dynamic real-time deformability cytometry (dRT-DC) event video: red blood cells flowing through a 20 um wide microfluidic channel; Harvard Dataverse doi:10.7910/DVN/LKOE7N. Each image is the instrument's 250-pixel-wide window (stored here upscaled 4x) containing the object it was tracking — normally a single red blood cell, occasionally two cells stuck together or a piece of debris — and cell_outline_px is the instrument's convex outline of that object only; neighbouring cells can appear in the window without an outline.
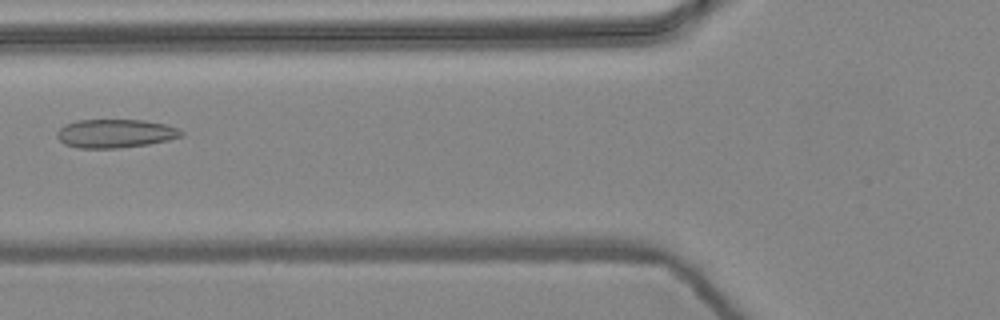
{"species": "common noctule bat (a hibernating species)", "species_latin": "Nyctalus noctula", "temperature_condition": "warm", "stored_images_in_passage": 6, "camera_frame_rate_fps": 3000, "um_per_image_px": 0.085, "animal": {"sex": "female", "body_mass_g": 24.6, "forearm_length_mm": 56.2}, "frame": {"image": 1, "passage_image": 6, "time_ms": 1.667, "image_size_px": [1000, 320], "cell_outline_px": [[184, 136], [168, 140], [148, 144], [116, 148], [76, 148], [64, 144], [56, 136], [56, 132], [64, 124], [76, 120], [144, 120], [164, 124], [180, 128], [184, 132]], "centroid_in_image_um": [9.8, 11.34], "position_along_channel_um": 116.0, "area_um2": 20.87}}